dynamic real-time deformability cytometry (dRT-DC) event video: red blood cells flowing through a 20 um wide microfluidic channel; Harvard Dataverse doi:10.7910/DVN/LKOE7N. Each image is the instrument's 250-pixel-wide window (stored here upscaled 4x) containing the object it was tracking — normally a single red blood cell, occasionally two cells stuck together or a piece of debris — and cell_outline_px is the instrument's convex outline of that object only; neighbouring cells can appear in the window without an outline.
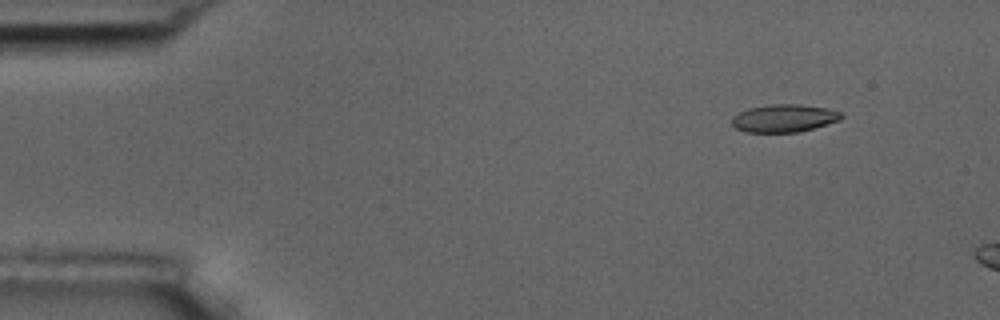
{"species": "common noctule bat (a hibernating species)", "species_latin": "Nyctalus noctula", "temperature_condition": "room temperature", "stored_images_in_passage": 3, "camera_frame_rate_fps": 3000, "um_per_image_px": 0.085, "animal": {"sex": "male", "body_mass_g": 17.5, "forearm_length_mm": 52.3}, "frame": {"image": 1, "passage_image": 1, "time_ms": 0.0, "image_size_px": [1000, 320], "cell_outline_px": [[844, 116], [840, 120], [800, 132], [744, 132], [736, 128], [732, 124], [732, 116], [748, 108], [768, 104], [800, 104], [828, 108], [840, 112]], "centroid_in_image_um": [66.64, 10.04], "position_along_channel_um": 18.4, "area_um2": 17.8}}